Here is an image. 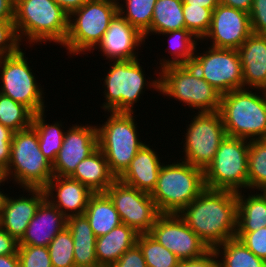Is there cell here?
<instances>
[{"label":"cell","mask_w":266,"mask_h":267,"mask_svg":"<svg viewBox=\"0 0 266 267\" xmlns=\"http://www.w3.org/2000/svg\"><path fill=\"white\" fill-rule=\"evenodd\" d=\"M83 215L96 237L109 233L122 223L113 201L106 192L93 193Z\"/></svg>","instance_id":"cell-27"},{"label":"cell","mask_w":266,"mask_h":267,"mask_svg":"<svg viewBox=\"0 0 266 267\" xmlns=\"http://www.w3.org/2000/svg\"><path fill=\"white\" fill-rule=\"evenodd\" d=\"M205 188L204 170L177 160L162 164L150 196L160 214H179Z\"/></svg>","instance_id":"cell-4"},{"label":"cell","mask_w":266,"mask_h":267,"mask_svg":"<svg viewBox=\"0 0 266 267\" xmlns=\"http://www.w3.org/2000/svg\"><path fill=\"white\" fill-rule=\"evenodd\" d=\"M15 0H0V21H14Z\"/></svg>","instance_id":"cell-47"},{"label":"cell","mask_w":266,"mask_h":267,"mask_svg":"<svg viewBox=\"0 0 266 267\" xmlns=\"http://www.w3.org/2000/svg\"><path fill=\"white\" fill-rule=\"evenodd\" d=\"M247 165L248 189L261 191L266 187V138L249 141Z\"/></svg>","instance_id":"cell-34"},{"label":"cell","mask_w":266,"mask_h":267,"mask_svg":"<svg viewBox=\"0 0 266 267\" xmlns=\"http://www.w3.org/2000/svg\"><path fill=\"white\" fill-rule=\"evenodd\" d=\"M140 59L113 61L110 63L109 72L104 80L105 102L102 104L104 111L114 112H134L136 104L145 86L153 88L159 92V75L157 79L146 81Z\"/></svg>","instance_id":"cell-9"},{"label":"cell","mask_w":266,"mask_h":267,"mask_svg":"<svg viewBox=\"0 0 266 267\" xmlns=\"http://www.w3.org/2000/svg\"><path fill=\"white\" fill-rule=\"evenodd\" d=\"M28 192V196L19 198L9 197L4 204L0 216V226L9 233L17 242H19L31 219L35 216L37 208L46 199L44 189L41 188H23ZM31 193V194H30Z\"/></svg>","instance_id":"cell-19"},{"label":"cell","mask_w":266,"mask_h":267,"mask_svg":"<svg viewBox=\"0 0 266 267\" xmlns=\"http://www.w3.org/2000/svg\"><path fill=\"white\" fill-rule=\"evenodd\" d=\"M5 181H7V179L1 174L0 175V186H1V183L3 182L5 183ZM6 198H7V195L3 194L2 191H0V216H1V212L4 207V204H5Z\"/></svg>","instance_id":"cell-52"},{"label":"cell","mask_w":266,"mask_h":267,"mask_svg":"<svg viewBox=\"0 0 266 267\" xmlns=\"http://www.w3.org/2000/svg\"><path fill=\"white\" fill-rule=\"evenodd\" d=\"M34 113L24 104L0 93V123L13 132L32 126Z\"/></svg>","instance_id":"cell-33"},{"label":"cell","mask_w":266,"mask_h":267,"mask_svg":"<svg viewBox=\"0 0 266 267\" xmlns=\"http://www.w3.org/2000/svg\"><path fill=\"white\" fill-rule=\"evenodd\" d=\"M139 234L121 223L109 233L96 238V257L100 267H111L120 256L137 244Z\"/></svg>","instance_id":"cell-24"},{"label":"cell","mask_w":266,"mask_h":267,"mask_svg":"<svg viewBox=\"0 0 266 267\" xmlns=\"http://www.w3.org/2000/svg\"><path fill=\"white\" fill-rule=\"evenodd\" d=\"M213 250L217 257H220V267H266V261L257 257L236 237L223 242Z\"/></svg>","instance_id":"cell-32"},{"label":"cell","mask_w":266,"mask_h":267,"mask_svg":"<svg viewBox=\"0 0 266 267\" xmlns=\"http://www.w3.org/2000/svg\"><path fill=\"white\" fill-rule=\"evenodd\" d=\"M14 24L20 42L27 39L30 46L47 41L63 45L69 15L53 0H15Z\"/></svg>","instance_id":"cell-2"},{"label":"cell","mask_w":266,"mask_h":267,"mask_svg":"<svg viewBox=\"0 0 266 267\" xmlns=\"http://www.w3.org/2000/svg\"><path fill=\"white\" fill-rule=\"evenodd\" d=\"M177 267H220L216 252L210 249L202 257L180 260Z\"/></svg>","instance_id":"cell-45"},{"label":"cell","mask_w":266,"mask_h":267,"mask_svg":"<svg viewBox=\"0 0 266 267\" xmlns=\"http://www.w3.org/2000/svg\"><path fill=\"white\" fill-rule=\"evenodd\" d=\"M18 242L0 226V255L17 254Z\"/></svg>","instance_id":"cell-46"},{"label":"cell","mask_w":266,"mask_h":267,"mask_svg":"<svg viewBox=\"0 0 266 267\" xmlns=\"http://www.w3.org/2000/svg\"><path fill=\"white\" fill-rule=\"evenodd\" d=\"M66 227L67 217L45 199L37 208L18 245L48 247L52 239Z\"/></svg>","instance_id":"cell-21"},{"label":"cell","mask_w":266,"mask_h":267,"mask_svg":"<svg viewBox=\"0 0 266 267\" xmlns=\"http://www.w3.org/2000/svg\"><path fill=\"white\" fill-rule=\"evenodd\" d=\"M237 50L244 88L266 90V35L252 33Z\"/></svg>","instance_id":"cell-22"},{"label":"cell","mask_w":266,"mask_h":267,"mask_svg":"<svg viewBox=\"0 0 266 267\" xmlns=\"http://www.w3.org/2000/svg\"><path fill=\"white\" fill-rule=\"evenodd\" d=\"M69 177L87 186L93 193L106 192L116 180L109 169L104 153L99 148L82 160Z\"/></svg>","instance_id":"cell-25"},{"label":"cell","mask_w":266,"mask_h":267,"mask_svg":"<svg viewBox=\"0 0 266 267\" xmlns=\"http://www.w3.org/2000/svg\"><path fill=\"white\" fill-rule=\"evenodd\" d=\"M22 50L0 59V93L24 104L35 114L45 111L44 92Z\"/></svg>","instance_id":"cell-12"},{"label":"cell","mask_w":266,"mask_h":267,"mask_svg":"<svg viewBox=\"0 0 266 267\" xmlns=\"http://www.w3.org/2000/svg\"><path fill=\"white\" fill-rule=\"evenodd\" d=\"M220 4L242 10L248 14L251 11L253 0H219Z\"/></svg>","instance_id":"cell-49"},{"label":"cell","mask_w":266,"mask_h":267,"mask_svg":"<svg viewBox=\"0 0 266 267\" xmlns=\"http://www.w3.org/2000/svg\"><path fill=\"white\" fill-rule=\"evenodd\" d=\"M137 245L140 247L147 267H177L180 259L157 242L148 233L139 234Z\"/></svg>","instance_id":"cell-36"},{"label":"cell","mask_w":266,"mask_h":267,"mask_svg":"<svg viewBox=\"0 0 266 267\" xmlns=\"http://www.w3.org/2000/svg\"><path fill=\"white\" fill-rule=\"evenodd\" d=\"M249 17L252 33L266 35V0H253Z\"/></svg>","instance_id":"cell-42"},{"label":"cell","mask_w":266,"mask_h":267,"mask_svg":"<svg viewBox=\"0 0 266 267\" xmlns=\"http://www.w3.org/2000/svg\"><path fill=\"white\" fill-rule=\"evenodd\" d=\"M259 91L242 88L221 95L219 112L226 136L249 141L266 138V92Z\"/></svg>","instance_id":"cell-3"},{"label":"cell","mask_w":266,"mask_h":267,"mask_svg":"<svg viewBox=\"0 0 266 267\" xmlns=\"http://www.w3.org/2000/svg\"><path fill=\"white\" fill-rule=\"evenodd\" d=\"M260 192H262L266 196V187H264Z\"/></svg>","instance_id":"cell-53"},{"label":"cell","mask_w":266,"mask_h":267,"mask_svg":"<svg viewBox=\"0 0 266 267\" xmlns=\"http://www.w3.org/2000/svg\"><path fill=\"white\" fill-rule=\"evenodd\" d=\"M44 191L46 199L67 218L83 215L93 194L87 186L69 176H53Z\"/></svg>","instance_id":"cell-20"},{"label":"cell","mask_w":266,"mask_h":267,"mask_svg":"<svg viewBox=\"0 0 266 267\" xmlns=\"http://www.w3.org/2000/svg\"><path fill=\"white\" fill-rule=\"evenodd\" d=\"M144 42V35L117 13L95 49H100L106 60L108 58L111 63L135 60L138 58V52L135 50L139 49Z\"/></svg>","instance_id":"cell-18"},{"label":"cell","mask_w":266,"mask_h":267,"mask_svg":"<svg viewBox=\"0 0 266 267\" xmlns=\"http://www.w3.org/2000/svg\"><path fill=\"white\" fill-rule=\"evenodd\" d=\"M257 193L247 197L242 191L237 192V232H253L266 227V196Z\"/></svg>","instance_id":"cell-28"},{"label":"cell","mask_w":266,"mask_h":267,"mask_svg":"<svg viewBox=\"0 0 266 267\" xmlns=\"http://www.w3.org/2000/svg\"><path fill=\"white\" fill-rule=\"evenodd\" d=\"M151 147L144 144L131 160L129 167L118 178L121 182L139 191L151 194L154 190L162 164Z\"/></svg>","instance_id":"cell-23"},{"label":"cell","mask_w":266,"mask_h":267,"mask_svg":"<svg viewBox=\"0 0 266 267\" xmlns=\"http://www.w3.org/2000/svg\"><path fill=\"white\" fill-rule=\"evenodd\" d=\"M188 124L185 134V143L182 152L183 159L195 167L205 170L212 162L220 142L226 132L219 111L197 112Z\"/></svg>","instance_id":"cell-11"},{"label":"cell","mask_w":266,"mask_h":267,"mask_svg":"<svg viewBox=\"0 0 266 267\" xmlns=\"http://www.w3.org/2000/svg\"><path fill=\"white\" fill-rule=\"evenodd\" d=\"M0 267H19L18 254L0 255Z\"/></svg>","instance_id":"cell-51"},{"label":"cell","mask_w":266,"mask_h":267,"mask_svg":"<svg viewBox=\"0 0 266 267\" xmlns=\"http://www.w3.org/2000/svg\"><path fill=\"white\" fill-rule=\"evenodd\" d=\"M195 53L191 65L221 95L244 88L241 60L236 49L208 47Z\"/></svg>","instance_id":"cell-13"},{"label":"cell","mask_w":266,"mask_h":267,"mask_svg":"<svg viewBox=\"0 0 266 267\" xmlns=\"http://www.w3.org/2000/svg\"><path fill=\"white\" fill-rule=\"evenodd\" d=\"M134 112L110 111L104 124L97 125L98 147L104 153L111 173L118 179L146 143L138 137ZM136 123V124H135Z\"/></svg>","instance_id":"cell-6"},{"label":"cell","mask_w":266,"mask_h":267,"mask_svg":"<svg viewBox=\"0 0 266 267\" xmlns=\"http://www.w3.org/2000/svg\"><path fill=\"white\" fill-rule=\"evenodd\" d=\"M182 10L185 29L201 41L210 28L213 11L209 8L192 6L185 3H183Z\"/></svg>","instance_id":"cell-38"},{"label":"cell","mask_w":266,"mask_h":267,"mask_svg":"<svg viewBox=\"0 0 266 267\" xmlns=\"http://www.w3.org/2000/svg\"><path fill=\"white\" fill-rule=\"evenodd\" d=\"M148 234L180 260L200 258L210 250L178 214H160Z\"/></svg>","instance_id":"cell-15"},{"label":"cell","mask_w":266,"mask_h":267,"mask_svg":"<svg viewBox=\"0 0 266 267\" xmlns=\"http://www.w3.org/2000/svg\"><path fill=\"white\" fill-rule=\"evenodd\" d=\"M236 238L257 257L266 261V227L253 232H236Z\"/></svg>","instance_id":"cell-41"},{"label":"cell","mask_w":266,"mask_h":267,"mask_svg":"<svg viewBox=\"0 0 266 267\" xmlns=\"http://www.w3.org/2000/svg\"><path fill=\"white\" fill-rule=\"evenodd\" d=\"M69 229L74 242L75 267H100L96 257V236L84 215L67 218Z\"/></svg>","instance_id":"cell-26"},{"label":"cell","mask_w":266,"mask_h":267,"mask_svg":"<svg viewBox=\"0 0 266 267\" xmlns=\"http://www.w3.org/2000/svg\"><path fill=\"white\" fill-rule=\"evenodd\" d=\"M60 6L69 16L79 8H81L89 0H53Z\"/></svg>","instance_id":"cell-48"},{"label":"cell","mask_w":266,"mask_h":267,"mask_svg":"<svg viewBox=\"0 0 266 267\" xmlns=\"http://www.w3.org/2000/svg\"><path fill=\"white\" fill-rule=\"evenodd\" d=\"M117 13V0L87 1L69 16L68 35L62 47L70 56L93 51Z\"/></svg>","instance_id":"cell-8"},{"label":"cell","mask_w":266,"mask_h":267,"mask_svg":"<svg viewBox=\"0 0 266 267\" xmlns=\"http://www.w3.org/2000/svg\"><path fill=\"white\" fill-rule=\"evenodd\" d=\"M21 44L14 21H0V59L17 53Z\"/></svg>","instance_id":"cell-40"},{"label":"cell","mask_w":266,"mask_h":267,"mask_svg":"<svg viewBox=\"0 0 266 267\" xmlns=\"http://www.w3.org/2000/svg\"><path fill=\"white\" fill-rule=\"evenodd\" d=\"M248 150V140L225 136L204 170L206 188L236 193L248 189Z\"/></svg>","instance_id":"cell-10"},{"label":"cell","mask_w":266,"mask_h":267,"mask_svg":"<svg viewBox=\"0 0 266 267\" xmlns=\"http://www.w3.org/2000/svg\"><path fill=\"white\" fill-rule=\"evenodd\" d=\"M14 132L0 123V173L2 174L10 162L11 142Z\"/></svg>","instance_id":"cell-44"},{"label":"cell","mask_w":266,"mask_h":267,"mask_svg":"<svg viewBox=\"0 0 266 267\" xmlns=\"http://www.w3.org/2000/svg\"><path fill=\"white\" fill-rule=\"evenodd\" d=\"M45 111L33 115L32 127L36 130L39 138V148L43 155L53 164L62 147L64 134L61 122L47 124Z\"/></svg>","instance_id":"cell-31"},{"label":"cell","mask_w":266,"mask_h":267,"mask_svg":"<svg viewBox=\"0 0 266 267\" xmlns=\"http://www.w3.org/2000/svg\"><path fill=\"white\" fill-rule=\"evenodd\" d=\"M159 93L170 96L199 112L220 110L221 94L203 79L191 65L160 69Z\"/></svg>","instance_id":"cell-7"},{"label":"cell","mask_w":266,"mask_h":267,"mask_svg":"<svg viewBox=\"0 0 266 267\" xmlns=\"http://www.w3.org/2000/svg\"><path fill=\"white\" fill-rule=\"evenodd\" d=\"M183 3L192 6H201L209 8L212 11L220 4L219 0H182Z\"/></svg>","instance_id":"cell-50"},{"label":"cell","mask_w":266,"mask_h":267,"mask_svg":"<svg viewBox=\"0 0 266 267\" xmlns=\"http://www.w3.org/2000/svg\"><path fill=\"white\" fill-rule=\"evenodd\" d=\"M165 36H171L169 41V52L172 58H160L159 68H165L174 65H188L191 64L195 52H197L198 39L190 33L187 29L175 30L166 33H161Z\"/></svg>","instance_id":"cell-30"},{"label":"cell","mask_w":266,"mask_h":267,"mask_svg":"<svg viewBox=\"0 0 266 267\" xmlns=\"http://www.w3.org/2000/svg\"><path fill=\"white\" fill-rule=\"evenodd\" d=\"M98 148L97 126L72 125L66 130L62 147L52 164L53 176H70L76 166Z\"/></svg>","instance_id":"cell-17"},{"label":"cell","mask_w":266,"mask_h":267,"mask_svg":"<svg viewBox=\"0 0 266 267\" xmlns=\"http://www.w3.org/2000/svg\"><path fill=\"white\" fill-rule=\"evenodd\" d=\"M252 34L247 12L219 4L212 13L210 28L202 39L211 40V47L238 49Z\"/></svg>","instance_id":"cell-16"},{"label":"cell","mask_w":266,"mask_h":267,"mask_svg":"<svg viewBox=\"0 0 266 267\" xmlns=\"http://www.w3.org/2000/svg\"><path fill=\"white\" fill-rule=\"evenodd\" d=\"M182 0H157L154 5L150 29L144 34H161L185 28Z\"/></svg>","instance_id":"cell-29"},{"label":"cell","mask_w":266,"mask_h":267,"mask_svg":"<svg viewBox=\"0 0 266 267\" xmlns=\"http://www.w3.org/2000/svg\"><path fill=\"white\" fill-rule=\"evenodd\" d=\"M123 224L134 229L138 234L149 233L160 215L149 193L139 191L119 179L106 190Z\"/></svg>","instance_id":"cell-14"},{"label":"cell","mask_w":266,"mask_h":267,"mask_svg":"<svg viewBox=\"0 0 266 267\" xmlns=\"http://www.w3.org/2000/svg\"><path fill=\"white\" fill-rule=\"evenodd\" d=\"M48 251L52 267H75L74 242L67 227L52 239Z\"/></svg>","instance_id":"cell-37"},{"label":"cell","mask_w":266,"mask_h":267,"mask_svg":"<svg viewBox=\"0 0 266 267\" xmlns=\"http://www.w3.org/2000/svg\"><path fill=\"white\" fill-rule=\"evenodd\" d=\"M19 267H52L48 247L18 246Z\"/></svg>","instance_id":"cell-39"},{"label":"cell","mask_w":266,"mask_h":267,"mask_svg":"<svg viewBox=\"0 0 266 267\" xmlns=\"http://www.w3.org/2000/svg\"><path fill=\"white\" fill-rule=\"evenodd\" d=\"M178 215L209 249H214L236 237L237 193L205 188Z\"/></svg>","instance_id":"cell-1"},{"label":"cell","mask_w":266,"mask_h":267,"mask_svg":"<svg viewBox=\"0 0 266 267\" xmlns=\"http://www.w3.org/2000/svg\"><path fill=\"white\" fill-rule=\"evenodd\" d=\"M2 175L14 180L20 188L44 189L53 178L52 163L41 152L37 132L32 126L14 132L10 162Z\"/></svg>","instance_id":"cell-5"},{"label":"cell","mask_w":266,"mask_h":267,"mask_svg":"<svg viewBox=\"0 0 266 267\" xmlns=\"http://www.w3.org/2000/svg\"><path fill=\"white\" fill-rule=\"evenodd\" d=\"M156 1L157 0H123L126 4L124 8V3L120 4V0H117L118 13L144 35L150 29Z\"/></svg>","instance_id":"cell-35"},{"label":"cell","mask_w":266,"mask_h":267,"mask_svg":"<svg viewBox=\"0 0 266 267\" xmlns=\"http://www.w3.org/2000/svg\"><path fill=\"white\" fill-rule=\"evenodd\" d=\"M111 267H147L143 253L136 244L125 251Z\"/></svg>","instance_id":"cell-43"}]
</instances>
